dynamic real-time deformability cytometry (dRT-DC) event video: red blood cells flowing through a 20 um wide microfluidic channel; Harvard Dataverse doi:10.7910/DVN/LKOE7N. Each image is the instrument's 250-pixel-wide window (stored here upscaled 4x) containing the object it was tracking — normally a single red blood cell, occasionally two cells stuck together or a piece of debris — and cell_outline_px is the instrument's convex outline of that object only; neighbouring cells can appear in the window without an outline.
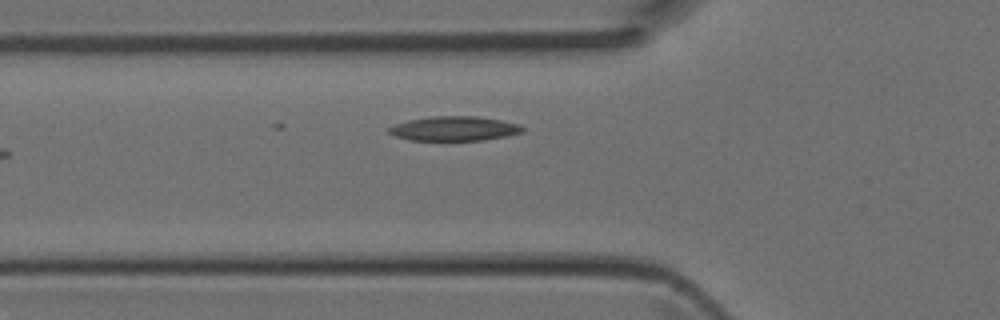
{"species": "Egyptian fruit bat (a non-hibernating species)", "species_latin": "Rousettus aegyptiacus", "temperature_condition": "room temperature", "stored_images_in_passage": 3, "camera_frame_rate_fps": 3000, "um_per_image_px": 0.085, "animal": {"sex": "female"}, "frame": {"image": 1, "passage_image": 3, "time_ms": 0.667, "image_size_px": [1000, 320], "cell_outline_px": [[524, 132], [508, 136], [484, 140], [412, 140], [396, 136], [388, 132], [388, 128], [396, 124], [408, 120], [432, 116], [476, 116], [500, 120], [520, 124], [524, 128]], "centroid_in_image_um": [38.66, 10.93], "position_along_channel_um": 87.1, "area_um2": 19.02}}